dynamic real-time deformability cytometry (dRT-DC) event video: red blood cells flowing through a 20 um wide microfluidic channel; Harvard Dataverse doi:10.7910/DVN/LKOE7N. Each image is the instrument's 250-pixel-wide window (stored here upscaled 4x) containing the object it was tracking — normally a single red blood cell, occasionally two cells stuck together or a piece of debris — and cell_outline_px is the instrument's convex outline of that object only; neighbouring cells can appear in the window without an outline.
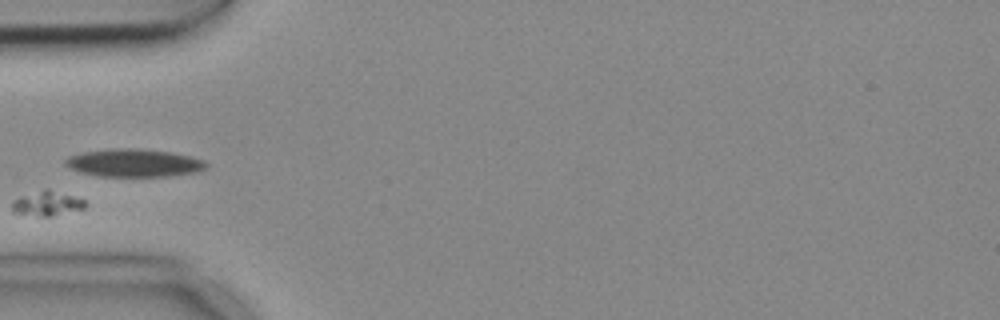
{"species": "common noctule bat (a hibernating species)", "species_latin": "Nyctalus noctula", "temperature_condition": "cold", "stored_images_in_passage": 5, "camera_frame_rate_fps": 3000, "um_per_image_px": 0.085, "animal": {"sex": "female", "body_mass_g": 18.4}, "frame": {"image": 1, "passage_image": 5, "time_ms": 1.333, "image_size_px": [1000, 320], "cell_outline_px": [[84, 208], [52, 216], [36, 216], [12, 212], [12, 200], [20, 196], [44, 188], [48, 188], [84, 200]], "centroid_in_image_um": [3.93, 17.28], "position_along_channel_um": 81.1, "area_um2": 10.46}}